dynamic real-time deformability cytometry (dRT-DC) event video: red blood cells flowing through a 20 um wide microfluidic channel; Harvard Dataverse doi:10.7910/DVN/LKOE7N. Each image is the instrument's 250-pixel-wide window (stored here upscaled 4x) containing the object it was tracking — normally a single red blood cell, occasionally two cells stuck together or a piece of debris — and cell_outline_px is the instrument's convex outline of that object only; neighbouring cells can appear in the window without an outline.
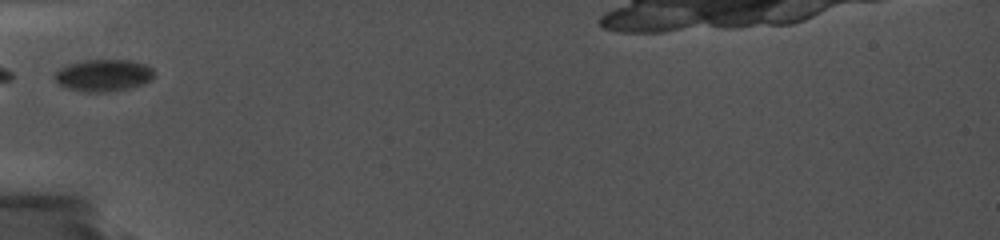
{"species": "common noctule bat (a hibernating species)", "species_latin": "Nyctalus noctula", "temperature_condition": "cold", "stored_images_in_passage": 22, "camera_frame_rate_fps": 5000, "um_per_image_px": 0.085, "animal": {"sex": "female", "body_mass_g": 19.0, "forearm_length_mm": 56.7}, "frame": {"image": 1, "passage_image": 1, "time_ms": 0.0, "image_size_px": [1000, 240], "cell_outline_px": [[152, 80], [144, 84], [128, 88], [108, 92], [84, 92], [64, 88], [52, 76], [60, 68], [68, 64], [84, 60], [132, 60], [144, 64], [152, 68]], "centroid_in_image_um": [8.77, 6.41], "position_along_channel_um": 76.2, "area_um2": 18.61}}
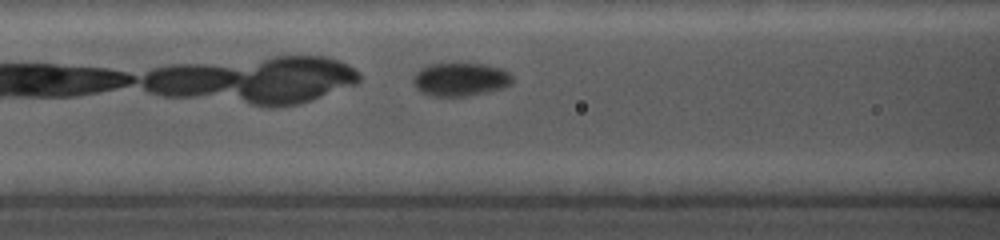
{"frame": {"image": 2, "passage_image": 4, "time_ms": 1.4, "image_size_px": [1000, 240], "cell_outline_px": [[512, 84], [504, 88], [468, 96], [432, 96], [420, 92], [412, 84], [412, 76], [420, 68], [428, 64], [488, 64], [500, 68], [508, 72], [512, 76]], "centroid_in_image_um": [39.1, 6.75], "position_along_channel_um": 127.5, "area_um2": 19.48}}
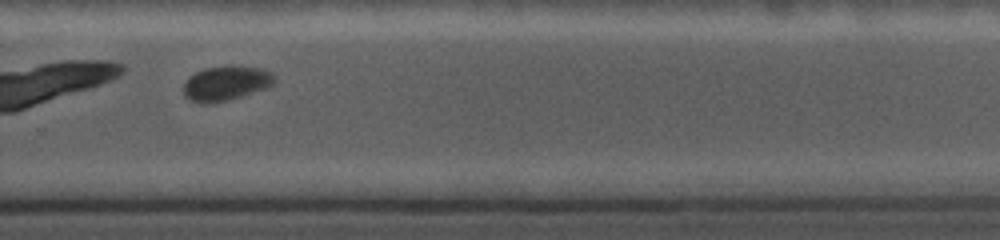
{"frame": {"image": 3, "passage_image": 16, "time_ms": 6.4, "image_size_px": [1000, 240], "cell_outline_px": [[276, 80], [268, 88], [240, 96], [224, 100], [204, 104], [188, 100], [184, 96], [184, 84], [196, 72], [204, 68], [260, 68], [272, 72], [276, 76]], "centroid_in_image_um": [19.22, 7.11], "position_along_channel_um": 310.6, "area_um2": 17.63}}